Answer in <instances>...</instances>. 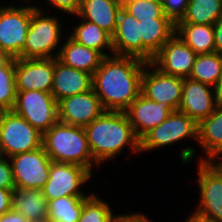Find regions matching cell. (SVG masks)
<instances>
[{
	"mask_svg": "<svg viewBox=\"0 0 222 222\" xmlns=\"http://www.w3.org/2000/svg\"><path fill=\"white\" fill-rule=\"evenodd\" d=\"M146 62L132 56H105L92 75V88L105 111L124 112L141 94Z\"/></svg>",
	"mask_w": 222,
	"mask_h": 222,
	"instance_id": "1",
	"label": "cell"
},
{
	"mask_svg": "<svg viewBox=\"0 0 222 222\" xmlns=\"http://www.w3.org/2000/svg\"><path fill=\"white\" fill-rule=\"evenodd\" d=\"M84 129L93 160L100 167L106 161H116L124 149L129 148L130 156H140V140L125 112L104 111Z\"/></svg>",
	"mask_w": 222,
	"mask_h": 222,
	"instance_id": "2",
	"label": "cell"
},
{
	"mask_svg": "<svg viewBox=\"0 0 222 222\" xmlns=\"http://www.w3.org/2000/svg\"><path fill=\"white\" fill-rule=\"evenodd\" d=\"M42 146L53 162L71 163L89 169L100 166L93 160L84 127L54 124L43 133Z\"/></svg>",
	"mask_w": 222,
	"mask_h": 222,
	"instance_id": "3",
	"label": "cell"
},
{
	"mask_svg": "<svg viewBox=\"0 0 222 222\" xmlns=\"http://www.w3.org/2000/svg\"><path fill=\"white\" fill-rule=\"evenodd\" d=\"M39 4L38 2L36 3L37 9L32 13L26 44L22 50V58H57L60 47L66 37L65 25L63 21H60L62 19L53 13V10L50 11L48 8V12L43 5L41 7Z\"/></svg>",
	"mask_w": 222,
	"mask_h": 222,
	"instance_id": "4",
	"label": "cell"
},
{
	"mask_svg": "<svg viewBox=\"0 0 222 222\" xmlns=\"http://www.w3.org/2000/svg\"><path fill=\"white\" fill-rule=\"evenodd\" d=\"M199 197L190 218L198 222H222V162L197 161Z\"/></svg>",
	"mask_w": 222,
	"mask_h": 222,
	"instance_id": "5",
	"label": "cell"
},
{
	"mask_svg": "<svg viewBox=\"0 0 222 222\" xmlns=\"http://www.w3.org/2000/svg\"><path fill=\"white\" fill-rule=\"evenodd\" d=\"M18 1L19 6L0 3V49L14 59L22 58L32 13L37 9L33 0Z\"/></svg>",
	"mask_w": 222,
	"mask_h": 222,
	"instance_id": "6",
	"label": "cell"
},
{
	"mask_svg": "<svg viewBox=\"0 0 222 222\" xmlns=\"http://www.w3.org/2000/svg\"><path fill=\"white\" fill-rule=\"evenodd\" d=\"M186 139L198 142V123L183 112L173 111L162 123L140 139V153L170 148Z\"/></svg>",
	"mask_w": 222,
	"mask_h": 222,
	"instance_id": "7",
	"label": "cell"
},
{
	"mask_svg": "<svg viewBox=\"0 0 222 222\" xmlns=\"http://www.w3.org/2000/svg\"><path fill=\"white\" fill-rule=\"evenodd\" d=\"M43 134L13 110L0 111V154L7 158L42 147Z\"/></svg>",
	"mask_w": 222,
	"mask_h": 222,
	"instance_id": "8",
	"label": "cell"
},
{
	"mask_svg": "<svg viewBox=\"0 0 222 222\" xmlns=\"http://www.w3.org/2000/svg\"><path fill=\"white\" fill-rule=\"evenodd\" d=\"M94 174L87 168L71 163L51 162L48 180L42 188L47 201L65 196H89L84 190Z\"/></svg>",
	"mask_w": 222,
	"mask_h": 222,
	"instance_id": "9",
	"label": "cell"
},
{
	"mask_svg": "<svg viewBox=\"0 0 222 222\" xmlns=\"http://www.w3.org/2000/svg\"><path fill=\"white\" fill-rule=\"evenodd\" d=\"M13 111L42 134L58 122V102L47 92L17 91Z\"/></svg>",
	"mask_w": 222,
	"mask_h": 222,
	"instance_id": "10",
	"label": "cell"
},
{
	"mask_svg": "<svg viewBox=\"0 0 222 222\" xmlns=\"http://www.w3.org/2000/svg\"><path fill=\"white\" fill-rule=\"evenodd\" d=\"M12 167L15 187L42 189L48 180L52 160L43 146L8 158Z\"/></svg>",
	"mask_w": 222,
	"mask_h": 222,
	"instance_id": "11",
	"label": "cell"
},
{
	"mask_svg": "<svg viewBox=\"0 0 222 222\" xmlns=\"http://www.w3.org/2000/svg\"><path fill=\"white\" fill-rule=\"evenodd\" d=\"M184 79L163 73L151 62H146L141 78V94L157 103L168 104L178 110L182 100Z\"/></svg>",
	"mask_w": 222,
	"mask_h": 222,
	"instance_id": "12",
	"label": "cell"
},
{
	"mask_svg": "<svg viewBox=\"0 0 222 222\" xmlns=\"http://www.w3.org/2000/svg\"><path fill=\"white\" fill-rule=\"evenodd\" d=\"M221 101L216 88L191 78H184L178 111L199 123L211 115Z\"/></svg>",
	"mask_w": 222,
	"mask_h": 222,
	"instance_id": "13",
	"label": "cell"
},
{
	"mask_svg": "<svg viewBox=\"0 0 222 222\" xmlns=\"http://www.w3.org/2000/svg\"><path fill=\"white\" fill-rule=\"evenodd\" d=\"M14 70L17 91L37 90L51 93L54 78V58H15Z\"/></svg>",
	"mask_w": 222,
	"mask_h": 222,
	"instance_id": "14",
	"label": "cell"
},
{
	"mask_svg": "<svg viewBox=\"0 0 222 222\" xmlns=\"http://www.w3.org/2000/svg\"><path fill=\"white\" fill-rule=\"evenodd\" d=\"M104 111L93 88L58 101V121L67 125L85 127Z\"/></svg>",
	"mask_w": 222,
	"mask_h": 222,
	"instance_id": "15",
	"label": "cell"
},
{
	"mask_svg": "<svg viewBox=\"0 0 222 222\" xmlns=\"http://www.w3.org/2000/svg\"><path fill=\"white\" fill-rule=\"evenodd\" d=\"M197 54L174 34L154 55L151 63L172 76L189 78Z\"/></svg>",
	"mask_w": 222,
	"mask_h": 222,
	"instance_id": "16",
	"label": "cell"
},
{
	"mask_svg": "<svg viewBox=\"0 0 222 222\" xmlns=\"http://www.w3.org/2000/svg\"><path fill=\"white\" fill-rule=\"evenodd\" d=\"M174 110L163 102L157 103L140 94L124 111L140 140L146 133L162 123Z\"/></svg>",
	"mask_w": 222,
	"mask_h": 222,
	"instance_id": "17",
	"label": "cell"
},
{
	"mask_svg": "<svg viewBox=\"0 0 222 222\" xmlns=\"http://www.w3.org/2000/svg\"><path fill=\"white\" fill-rule=\"evenodd\" d=\"M113 55L132 56L142 59V37L139 20L123 7L120 9L117 26L112 35Z\"/></svg>",
	"mask_w": 222,
	"mask_h": 222,
	"instance_id": "18",
	"label": "cell"
},
{
	"mask_svg": "<svg viewBox=\"0 0 222 222\" xmlns=\"http://www.w3.org/2000/svg\"><path fill=\"white\" fill-rule=\"evenodd\" d=\"M92 89V74L72 68L54 58V78L51 94L61 99Z\"/></svg>",
	"mask_w": 222,
	"mask_h": 222,
	"instance_id": "19",
	"label": "cell"
},
{
	"mask_svg": "<svg viewBox=\"0 0 222 222\" xmlns=\"http://www.w3.org/2000/svg\"><path fill=\"white\" fill-rule=\"evenodd\" d=\"M198 145L204 151L197 161L222 162V101L198 123Z\"/></svg>",
	"mask_w": 222,
	"mask_h": 222,
	"instance_id": "20",
	"label": "cell"
},
{
	"mask_svg": "<svg viewBox=\"0 0 222 222\" xmlns=\"http://www.w3.org/2000/svg\"><path fill=\"white\" fill-rule=\"evenodd\" d=\"M142 37V60L151 62L154 55L175 34L176 24L170 18L139 21Z\"/></svg>",
	"mask_w": 222,
	"mask_h": 222,
	"instance_id": "21",
	"label": "cell"
},
{
	"mask_svg": "<svg viewBox=\"0 0 222 222\" xmlns=\"http://www.w3.org/2000/svg\"><path fill=\"white\" fill-rule=\"evenodd\" d=\"M78 19L66 32L77 43L88 48L99 51L104 57L113 55L112 36L97 24L80 18L78 15L72 16ZM70 29V30H69Z\"/></svg>",
	"mask_w": 222,
	"mask_h": 222,
	"instance_id": "22",
	"label": "cell"
},
{
	"mask_svg": "<svg viewBox=\"0 0 222 222\" xmlns=\"http://www.w3.org/2000/svg\"><path fill=\"white\" fill-rule=\"evenodd\" d=\"M104 56L97 50L77 43L66 35L57 59L67 66L94 74L100 66Z\"/></svg>",
	"mask_w": 222,
	"mask_h": 222,
	"instance_id": "23",
	"label": "cell"
},
{
	"mask_svg": "<svg viewBox=\"0 0 222 222\" xmlns=\"http://www.w3.org/2000/svg\"><path fill=\"white\" fill-rule=\"evenodd\" d=\"M122 0H81L78 16L97 24L111 36L117 26Z\"/></svg>",
	"mask_w": 222,
	"mask_h": 222,
	"instance_id": "24",
	"label": "cell"
},
{
	"mask_svg": "<svg viewBox=\"0 0 222 222\" xmlns=\"http://www.w3.org/2000/svg\"><path fill=\"white\" fill-rule=\"evenodd\" d=\"M175 34L196 54L216 52L214 25L176 23Z\"/></svg>",
	"mask_w": 222,
	"mask_h": 222,
	"instance_id": "25",
	"label": "cell"
},
{
	"mask_svg": "<svg viewBox=\"0 0 222 222\" xmlns=\"http://www.w3.org/2000/svg\"><path fill=\"white\" fill-rule=\"evenodd\" d=\"M48 201L42 189H13L12 208L28 221L45 218L48 215Z\"/></svg>",
	"mask_w": 222,
	"mask_h": 222,
	"instance_id": "26",
	"label": "cell"
},
{
	"mask_svg": "<svg viewBox=\"0 0 222 222\" xmlns=\"http://www.w3.org/2000/svg\"><path fill=\"white\" fill-rule=\"evenodd\" d=\"M222 54H197L189 78L218 88L221 78Z\"/></svg>",
	"mask_w": 222,
	"mask_h": 222,
	"instance_id": "27",
	"label": "cell"
},
{
	"mask_svg": "<svg viewBox=\"0 0 222 222\" xmlns=\"http://www.w3.org/2000/svg\"><path fill=\"white\" fill-rule=\"evenodd\" d=\"M222 16V0H189L186 12L177 23L214 25Z\"/></svg>",
	"mask_w": 222,
	"mask_h": 222,
	"instance_id": "28",
	"label": "cell"
},
{
	"mask_svg": "<svg viewBox=\"0 0 222 222\" xmlns=\"http://www.w3.org/2000/svg\"><path fill=\"white\" fill-rule=\"evenodd\" d=\"M86 197L88 196H65L48 201L47 217L52 222H79Z\"/></svg>",
	"mask_w": 222,
	"mask_h": 222,
	"instance_id": "29",
	"label": "cell"
},
{
	"mask_svg": "<svg viewBox=\"0 0 222 222\" xmlns=\"http://www.w3.org/2000/svg\"><path fill=\"white\" fill-rule=\"evenodd\" d=\"M100 194L91 192L83 201V210L79 222H111L115 215L111 204L102 199Z\"/></svg>",
	"mask_w": 222,
	"mask_h": 222,
	"instance_id": "30",
	"label": "cell"
},
{
	"mask_svg": "<svg viewBox=\"0 0 222 222\" xmlns=\"http://www.w3.org/2000/svg\"><path fill=\"white\" fill-rule=\"evenodd\" d=\"M14 58L0 69V111L13 110L16 101Z\"/></svg>",
	"mask_w": 222,
	"mask_h": 222,
	"instance_id": "31",
	"label": "cell"
},
{
	"mask_svg": "<svg viewBox=\"0 0 222 222\" xmlns=\"http://www.w3.org/2000/svg\"><path fill=\"white\" fill-rule=\"evenodd\" d=\"M122 7L139 21L153 18H169L163 12L162 2L122 0Z\"/></svg>",
	"mask_w": 222,
	"mask_h": 222,
	"instance_id": "32",
	"label": "cell"
},
{
	"mask_svg": "<svg viewBox=\"0 0 222 222\" xmlns=\"http://www.w3.org/2000/svg\"><path fill=\"white\" fill-rule=\"evenodd\" d=\"M43 1L47 2L46 5L50 4L49 6L47 5L45 7H47V8L52 7L51 9L55 10L54 13L57 14L56 11H58V13L61 12V14H59L60 18L65 19V17L69 16V18L71 20H72V16H75L78 14L79 9H80V4H81V0H43ZM62 14H63V16L61 17Z\"/></svg>",
	"mask_w": 222,
	"mask_h": 222,
	"instance_id": "33",
	"label": "cell"
},
{
	"mask_svg": "<svg viewBox=\"0 0 222 222\" xmlns=\"http://www.w3.org/2000/svg\"><path fill=\"white\" fill-rule=\"evenodd\" d=\"M189 0H162L164 14L175 24L184 16Z\"/></svg>",
	"mask_w": 222,
	"mask_h": 222,
	"instance_id": "34",
	"label": "cell"
},
{
	"mask_svg": "<svg viewBox=\"0 0 222 222\" xmlns=\"http://www.w3.org/2000/svg\"><path fill=\"white\" fill-rule=\"evenodd\" d=\"M12 167L9 159L0 155V189H14Z\"/></svg>",
	"mask_w": 222,
	"mask_h": 222,
	"instance_id": "35",
	"label": "cell"
},
{
	"mask_svg": "<svg viewBox=\"0 0 222 222\" xmlns=\"http://www.w3.org/2000/svg\"><path fill=\"white\" fill-rule=\"evenodd\" d=\"M128 213H115L111 222H153L151 218L147 216V214H144L142 212L128 211Z\"/></svg>",
	"mask_w": 222,
	"mask_h": 222,
	"instance_id": "36",
	"label": "cell"
},
{
	"mask_svg": "<svg viewBox=\"0 0 222 222\" xmlns=\"http://www.w3.org/2000/svg\"><path fill=\"white\" fill-rule=\"evenodd\" d=\"M13 189H0V216L12 209Z\"/></svg>",
	"mask_w": 222,
	"mask_h": 222,
	"instance_id": "37",
	"label": "cell"
},
{
	"mask_svg": "<svg viewBox=\"0 0 222 222\" xmlns=\"http://www.w3.org/2000/svg\"><path fill=\"white\" fill-rule=\"evenodd\" d=\"M214 40L216 52L222 54V16L214 24Z\"/></svg>",
	"mask_w": 222,
	"mask_h": 222,
	"instance_id": "38",
	"label": "cell"
},
{
	"mask_svg": "<svg viewBox=\"0 0 222 222\" xmlns=\"http://www.w3.org/2000/svg\"><path fill=\"white\" fill-rule=\"evenodd\" d=\"M0 222H29L25 217H23L18 211L13 208L8 212L0 216Z\"/></svg>",
	"mask_w": 222,
	"mask_h": 222,
	"instance_id": "39",
	"label": "cell"
},
{
	"mask_svg": "<svg viewBox=\"0 0 222 222\" xmlns=\"http://www.w3.org/2000/svg\"><path fill=\"white\" fill-rule=\"evenodd\" d=\"M11 59L12 57L0 49V69H2Z\"/></svg>",
	"mask_w": 222,
	"mask_h": 222,
	"instance_id": "40",
	"label": "cell"
},
{
	"mask_svg": "<svg viewBox=\"0 0 222 222\" xmlns=\"http://www.w3.org/2000/svg\"><path fill=\"white\" fill-rule=\"evenodd\" d=\"M217 91L219 92L220 98L222 100V69H221V78H220V81L218 83Z\"/></svg>",
	"mask_w": 222,
	"mask_h": 222,
	"instance_id": "41",
	"label": "cell"
},
{
	"mask_svg": "<svg viewBox=\"0 0 222 222\" xmlns=\"http://www.w3.org/2000/svg\"><path fill=\"white\" fill-rule=\"evenodd\" d=\"M29 222H52V221L48 217H45V218H41V219L32 220Z\"/></svg>",
	"mask_w": 222,
	"mask_h": 222,
	"instance_id": "42",
	"label": "cell"
},
{
	"mask_svg": "<svg viewBox=\"0 0 222 222\" xmlns=\"http://www.w3.org/2000/svg\"><path fill=\"white\" fill-rule=\"evenodd\" d=\"M184 219H186V220H184L183 222H198V221L190 218L189 215H188V217H186V218H184Z\"/></svg>",
	"mask_w": 222,
	"mask_h": 222,
	"instance_id": "43",
	"label": "cell"
},
{
	"mask_svg": "<svg viewBox=\"0 0 222 222\" xmlns=\"http://www.w3.org/2000/svg\"><path fill=\"white\" fill-rule=\"evenodd\" d=\"M148 1H153V2H162V0H148Z\"/></svg>",
	"mask_w": 222,
	"mask_h": 222,
	"instance_id": "44",
	"label": "cell"
}]
</instances>
